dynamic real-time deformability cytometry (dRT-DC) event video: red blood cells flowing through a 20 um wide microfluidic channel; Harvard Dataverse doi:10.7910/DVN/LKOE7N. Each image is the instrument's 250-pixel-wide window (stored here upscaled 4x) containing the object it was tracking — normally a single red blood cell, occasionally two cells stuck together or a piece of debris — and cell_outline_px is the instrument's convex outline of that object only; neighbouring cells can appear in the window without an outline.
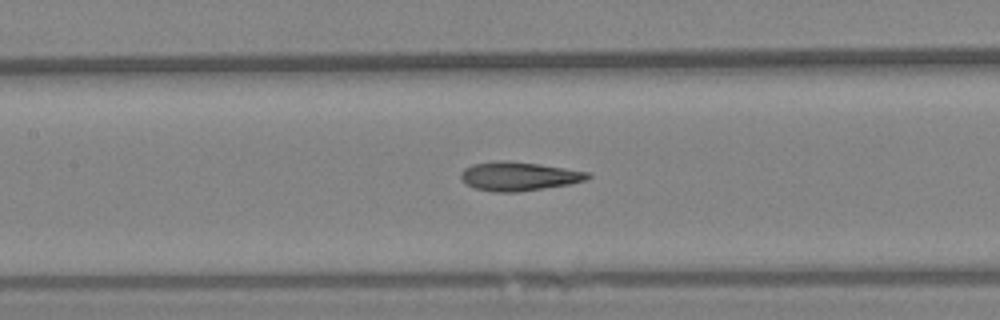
{"species": "Egyptian fruit bat (a non-hibernating species)", "species_latin": "Rousettus aegyptiacus", "temperature_condition": "warm", "stored_images_in_passage": 9, "segment_of_instrument_passage": [2, 2], "camera_frame_rate_fps": 3000, "um_per_image_px": 0.085, "animal": {"sex": "female"}, "frame": {"image": 1, "passage_image": 9, "time_ms": 2.667, "image_size_px": [1000, 320], "cell_outline_px": [[592, 176], [584, 180], [568, 184], [516, 192], [496, 192], [476, 188], [468, 184], [460, 176], [460, 172], [464, 168], [472, 164], [496, 160], [508, 160], [540, 164], [592, 172]], "centroid_in_image_um": [44.11, 14.96], "position_along_channel_um": 163.3, "area_um2": 21.27}}